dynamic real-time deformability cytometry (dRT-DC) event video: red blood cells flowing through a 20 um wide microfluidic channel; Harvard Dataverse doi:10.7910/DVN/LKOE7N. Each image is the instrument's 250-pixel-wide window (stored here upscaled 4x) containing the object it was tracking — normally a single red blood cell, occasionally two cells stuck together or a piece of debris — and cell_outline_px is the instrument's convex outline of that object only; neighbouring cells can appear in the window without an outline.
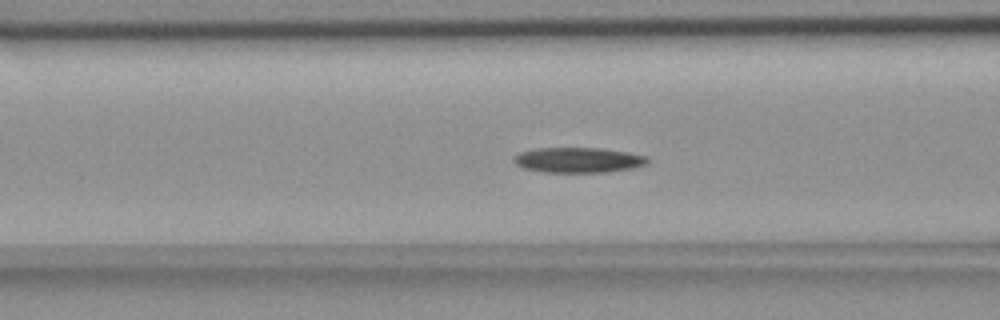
{"species": "common noctule bat (a hibernating species)", "species_latin": "Nyctalus noctula", "temperature_condition": "room temperature", "stored_images_in_passage": 41, "segment_of_instrument_passage": [1, 2], "camera_frame_rate_fps": 3000, "um_per_image_px": 0.085, "animal": {"sex": "female", "body_mass_g": 18.4}, "frame": {"image": 1, "passage_image": 6, "time_ms": 1.667, "image_size_px": [1000, 320], "cell_outline_px": [[648, 164], [632, 168], [608, 172], [540, 172], [524, 168], [516, 164], [512, 160], [520, 152], [536, 148], [600, 148], [628, 152], [648, 156]], "centroid_in_image_um": [49.17, 13.6], "position_along_channel_um": 117.4, "area_um2": 19.71}}
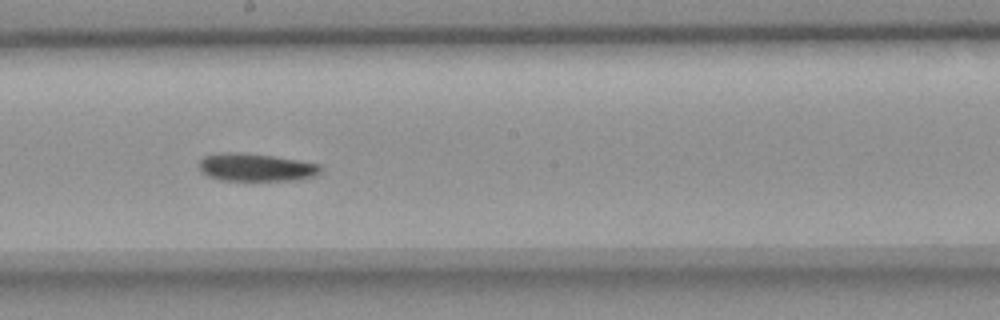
{"frame": {"image": 2, "passage_image": 15, "time_ms": 4.667, "image_size_px": [1000, 320], "cell_outline_px": [[324, 168], [316, 176], [296, 180], [220, 180], [208, 176], [196, 164], [204, 156], [220, 152], [240, 152], [272, 156], [300, 160], [320, 164]], "centroid_in_image_um": [21.78, 14.22], "position_along_channel_um": 226.4, "area_um2": 19.88}}
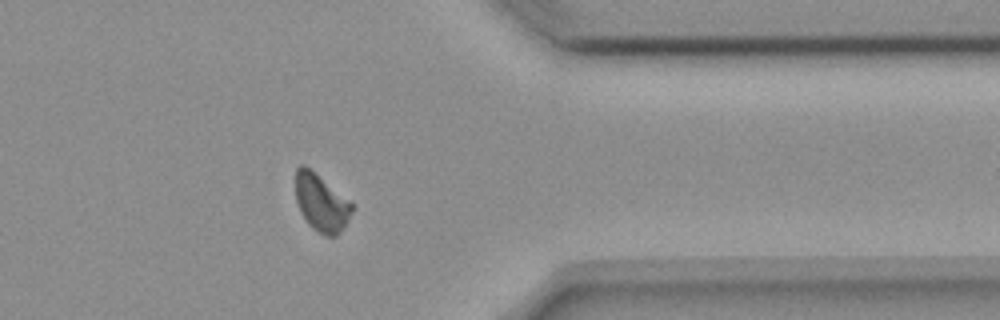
{"frame": {"image": 3, "passage_image": 29, "time_ms": 9.333, "image_size_px": [1000, 320], "cell_outline_px": [[352, 212], [348, 220], [336, 236], [328, 236], [312, 228], [308, 224], [300, 212], [296, 200], [296, 168], [300, 164], [304, 164], [352, 204]], "centroid_in_image_um": [27.26, 17.25], "position_along_channel_um": 384.1, "area_um2": 18.21}}